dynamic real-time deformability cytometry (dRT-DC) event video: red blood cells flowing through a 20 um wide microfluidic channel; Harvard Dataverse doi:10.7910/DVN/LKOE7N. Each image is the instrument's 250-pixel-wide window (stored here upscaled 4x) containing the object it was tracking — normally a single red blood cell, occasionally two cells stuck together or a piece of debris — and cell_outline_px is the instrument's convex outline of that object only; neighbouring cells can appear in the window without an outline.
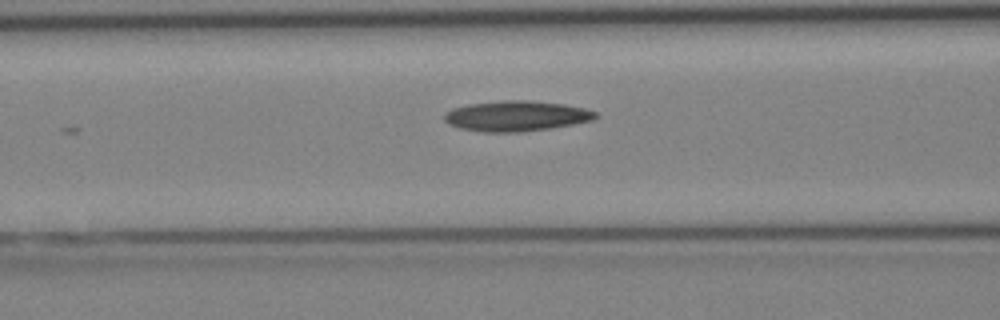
{"species": "Egyptian fruit bat (a non-hibernating species)", "species_latin": "Rousettus aegyptiacus", "temperature_condition": "cold", "stored_images_in_passage": 4, "camera_frame_rate_fps": 3000, "um_per_image_px": 0.085, "animal": {"sex": "female"}, "frame": {"image": 1, "passage_image": 4, "time_ms": 4.333, "image_size_px": [1000, 320], "cell_outline_px": [[600, 116], [592, 120], [552, 128], [520, 132], [480, 132], [460, 128], [448, 124], [444, 120], [444, 112], [452, 108], [468, 104], [504, 100], [524, 100], [564, 104], [584, 108], [596, 112]], "centroid_in_image_um": [43.85, 9.86], "position_along_channel_um": 122.7, "area_um2": 26.88}}